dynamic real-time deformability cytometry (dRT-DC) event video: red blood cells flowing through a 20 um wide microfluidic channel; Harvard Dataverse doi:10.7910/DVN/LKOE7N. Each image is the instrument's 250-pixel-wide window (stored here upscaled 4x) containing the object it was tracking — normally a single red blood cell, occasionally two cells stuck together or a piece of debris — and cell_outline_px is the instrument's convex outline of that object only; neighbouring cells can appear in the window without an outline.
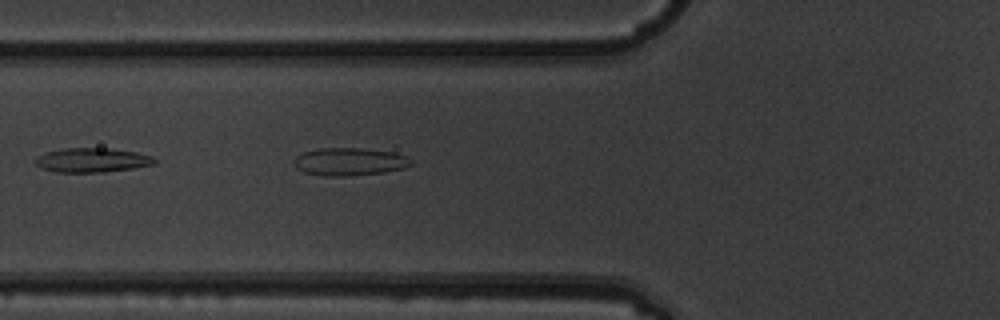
{"species": "common noctule bat (a hibernating species)", "species_latin": "Nyctalus noctula", "temperature_condition": "warm", "stored_images_in_passage": 7, "camera_frame_rate_fps": 3000, "um_per_image_px": 0.085, "animal": {"sex": "male", "body_mass_g": 19.5, "forearm_length_mm": 54.6}, "frame": {"image": 1, "passage_image": 7, "time_ms": 2.0, "image_size_px": [1000, 320], "cell_outline_px": [[412, 164], [404, 168], [384, 172], [348, 176], [324, 176], [304, 172], [296, 168], [292, 160], [296, 156], [304, 152], [320, 148], [360, 148], [392, 152], [404, 156], [412, 160]], "centroid_in_image_um": [29.67, 13.75], "position_along_channel_um": 96.1, "area_um2": 18.9}}